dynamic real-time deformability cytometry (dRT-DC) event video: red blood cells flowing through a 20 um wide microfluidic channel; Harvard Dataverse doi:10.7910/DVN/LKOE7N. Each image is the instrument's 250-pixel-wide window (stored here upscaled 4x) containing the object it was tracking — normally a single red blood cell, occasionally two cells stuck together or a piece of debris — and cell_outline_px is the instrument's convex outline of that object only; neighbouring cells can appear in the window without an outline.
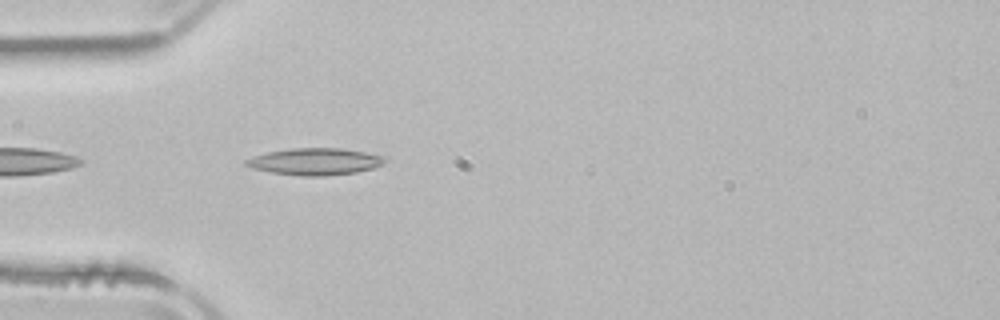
{"species": "common noctule bat (a hibernating species)", "species_latin": "Nyctalus noctula", "temperature_condition": "room temperature", "stored_images_in_passage": 18, "camera_frame_rate_fps": 3000, "um_per_image_px": 0.085, "animal": {"sex": "male", "body_mass_g": 21.5, "forearm_length_mm": 52.0}, "frame": {"image": 1, "passage_image": 2, "time_ms": 0.333, "image_size_px": [1000, 320], "cell_outline_px": [[388, 160], [372, 168], [356, 172], [328, 176], [300, 176], [272, 172], [252, 168], [244, 164], [244, 160], [268, 152], [292, 148], [340, 148], [388, 156]], "centroid_in_image_um": [26.81, 13.73], "position_along_channel_um": 58.2, "area_um2": 21.68}}
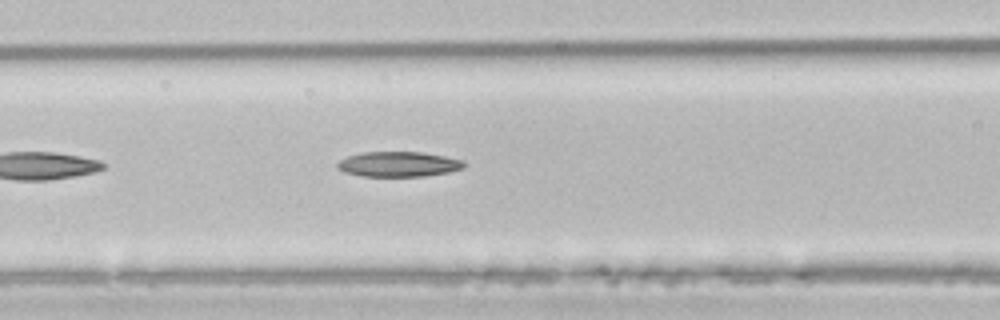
{"frame": {"image": 2, "passage_image": 8, "time_ms": 2.333, "image_size_px": [1000, 320], "cell_outline_px": [[464, 168], [448, 172], [424, 176], [364, 176], [344, 172], [336, 168], [336, 164], [340, 160], [348, 156], [364, 152], [420, 152], [444, 156], [464, 160]], "centroid_in_image_um": [33.86, 13.95], "position_along_channel_um": 132.7, "area_um2": 18.44}}
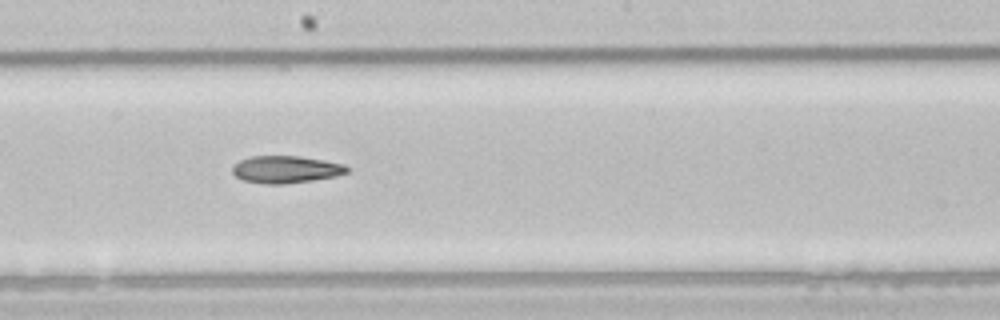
{"frame": {"image": 3, "passage_image": 15, "time_ms": 4.667, "image_size_px": [1000, 320], "cell_outline_px": [[348, 172], [336, 176], [312, 180], [284, 184], [264, 184], [244, 180], [236, 176], [232, 172], [232, 168], [240, 160], [252, 156], [300, 156], [324, 160], [344, 164], [348, 168]], "centroid_in_image_um": [24.31, 14.4], "position_along_channel_um": 223.9, "area_um2": 18.09}}